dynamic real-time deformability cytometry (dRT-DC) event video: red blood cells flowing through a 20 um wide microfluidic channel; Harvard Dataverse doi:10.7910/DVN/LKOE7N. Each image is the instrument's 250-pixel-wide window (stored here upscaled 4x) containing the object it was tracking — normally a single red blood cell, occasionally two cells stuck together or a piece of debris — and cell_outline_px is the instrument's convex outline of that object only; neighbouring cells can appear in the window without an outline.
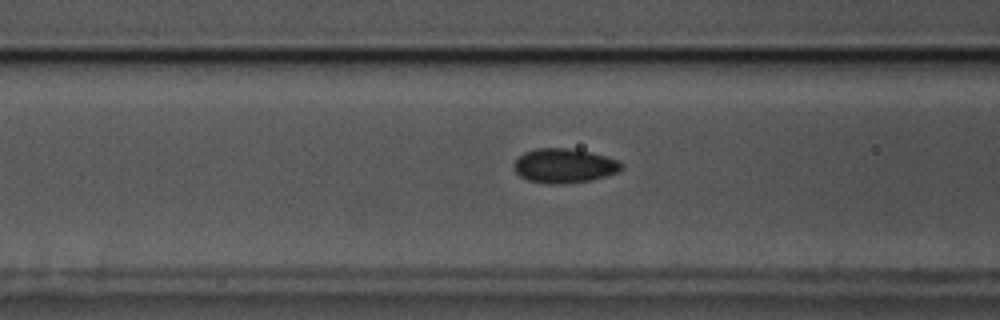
{"species": "common noctule bat (a hibernating species)", "species_latin": "Nyctalus noctula", "temperature_condition": "cold", "stored_images_in_passage": 47, "camera_frame_rate_fps": 3000, "um_per_image_px": 0.085, "animal": {"sex": "male", "body_mass_g": 17.5, "forearm_length_mm": 52.3}, "frame": {"image": 1, "passage_image": 18, "time_ms": 5.667, "image_size_px": [1000, 320], "cell_outline_px": [[624, 168], [616, 172], [604, 176], [588, 180], [564, 184], [548, 184], [528, 180], [520, 176], [516, 172], [512, 164], [524, 152], [536, 148], [568, 148], [588, 152], [604, 156], [616, 160], [624, 164]], "centroid_in_image_um": [47.92, 14.09], "position_along_channel_um": 118.7, "area_um2": 21.33}}
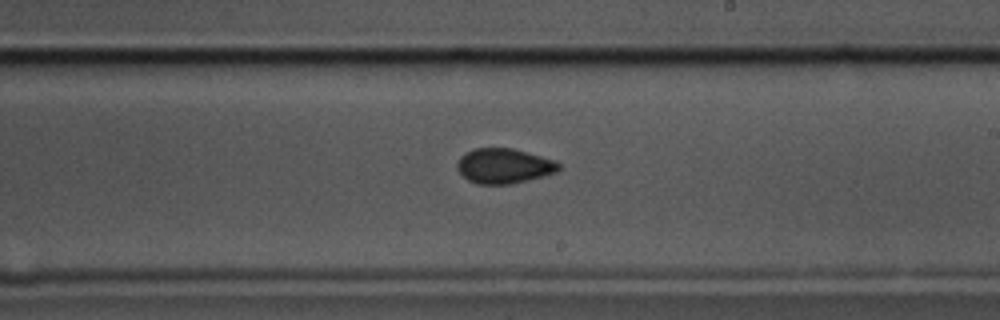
{"frame": {"image": 2, "passage_image": 29, "time_ms": 9.333, "image_size_px": [1000, 320], "cell_outline_px": [[560, 172], [512, 184], [476, 184], [468, 180], [456, 168], [456, 164], [460, 156], [476, 148], [512, 148], [540, 156], [552, 160], [560, 164]], "centroid_in_image_um": [42.84, 14.12], "position_along_channel_um": 246.2, "area_um2": 20.69}}
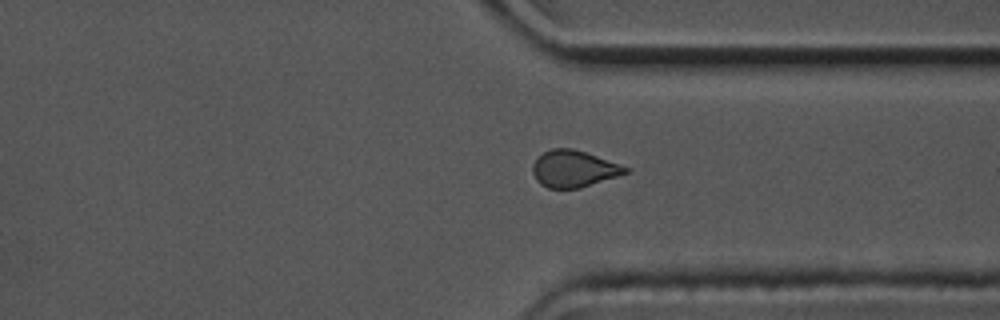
{"frame": {"image": 3, "passage_image": 39, "time_ms": 12.667, "image_size_px": [1000, 320], "cell_outline_px": [[632, 172], [580, 188], [548, 188], [540, 184], [536, 180], [532, 172], [532, 164], [544, 152], [552, 148], [572, 148], [632, 168]], "centroid_in_image_um": [48.8, 14.36], "position_along_channel_um": 362.6, "area_um2": 19.94}, "authors_computed_cell_mechanics": {"area_um2": 20.8658, "velocity_mm_per_s": 3.4846, "shape_relaxation_time_tau1_ms": 4.4894, "shape_relaxation_time_tau2_ms": 2.1793, "deformation_change_tau1": 0.0667, "deformation_change_tau2": 0.0618}}